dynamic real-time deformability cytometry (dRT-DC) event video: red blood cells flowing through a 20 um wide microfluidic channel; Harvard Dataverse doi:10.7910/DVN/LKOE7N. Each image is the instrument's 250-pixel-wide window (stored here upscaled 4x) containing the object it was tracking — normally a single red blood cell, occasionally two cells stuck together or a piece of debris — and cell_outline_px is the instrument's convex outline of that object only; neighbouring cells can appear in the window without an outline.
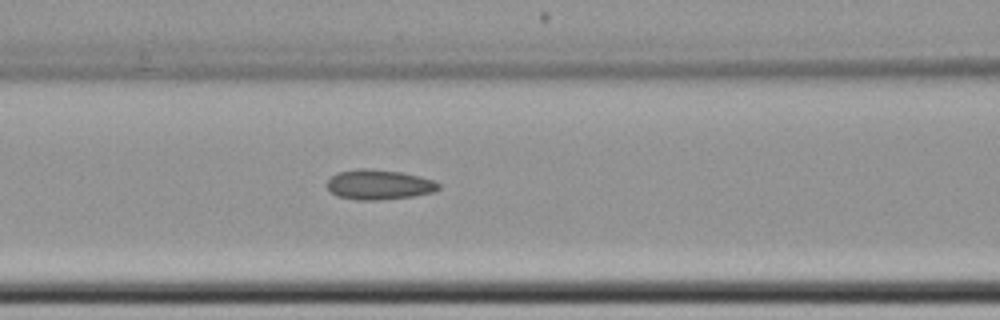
{"species": "common noctule bat (a hibernating species)", "species_latin": "Nyctalus noctula", "temperature_condition": "cold", "stored_images_in_passage": 4, "camera_frame_rate_fps": 3000, "um_per_image_px": 0.085, "animal": {"sex": "female", "body_mass_g": 22.7, "forearm_length_mm": 54.2}, "frame": {"image": 1, "passage_image": 4, "time_ms": 4.667, "image_size_px": [1000, 320], "cell_outline_px": [[440, 188], [436, 192], [412, 196], [380, 200], [356, 200], [336, 196], [328, 188], [328, 180], [336, 172], [360, 168], [364, 168], [400, 172], [420, 176], [432, 180], [440, 184]], "centroid_in_image_um": [32.22, 15.7], "position_along_channel_um": 134.4, "area_um2": 19.48}}